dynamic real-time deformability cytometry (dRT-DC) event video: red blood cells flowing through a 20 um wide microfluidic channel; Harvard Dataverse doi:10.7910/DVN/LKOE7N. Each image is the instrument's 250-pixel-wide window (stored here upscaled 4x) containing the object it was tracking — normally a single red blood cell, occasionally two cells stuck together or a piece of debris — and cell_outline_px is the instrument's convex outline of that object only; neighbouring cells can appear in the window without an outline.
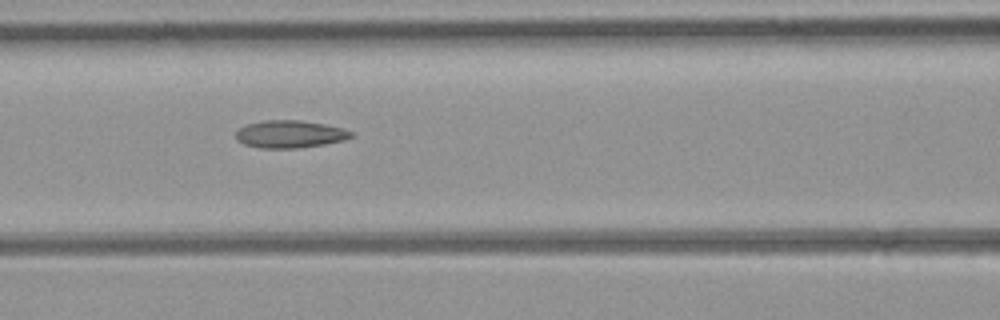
{"species": "common noctule bat (a hibernating species)", "species_latin": "Nyctalus noctula", "temperature_condition": "room temperature", "stored_images_in_passage": 9, "camera_frame_rate_fps": 3000, "um_per_image_px": 0.085, "animal": {"sex": "female", "body_mass_g": 21.9}, "frame": {"image": 1, "passage_image": 6, "time_ms": 5.667, "image_size_px": [1000, 320], "cell_outline_px": [[356, 132], [352, 136], [344, 140], [324, 144], [296, 148], [260, 148], [244, 144], [236, 140], [236, 132], [240, 128], [248, 124], [264, 120], [300, 120], [324, 124], [344, 128]], "centroid_in_image_um": [24.66, 11.4], "position_along_channel_um": 141.9, "area_um2": 18.5}}
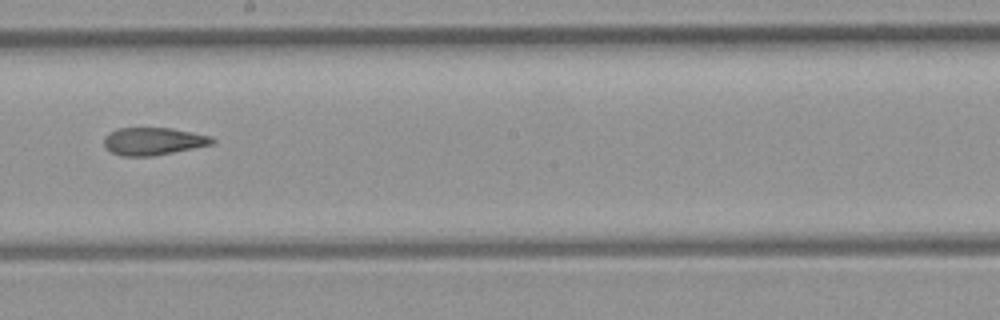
{"frame": {"image": 2, "passage_image": 8, "time_ms": 8.0, "image_size_px": [1000, 320], "cell_outline_px": [[216, 140], [212, 144], [152, 156], [120, 156], [112, 152], [104, 144], [104, 136], [108, 132], [116, 128], [172, 128], [212, 136]], "centroid_in_image_um": [13.01, 11.99], "position_along_channel_um": 235.2, "area_um2": 17.34}}
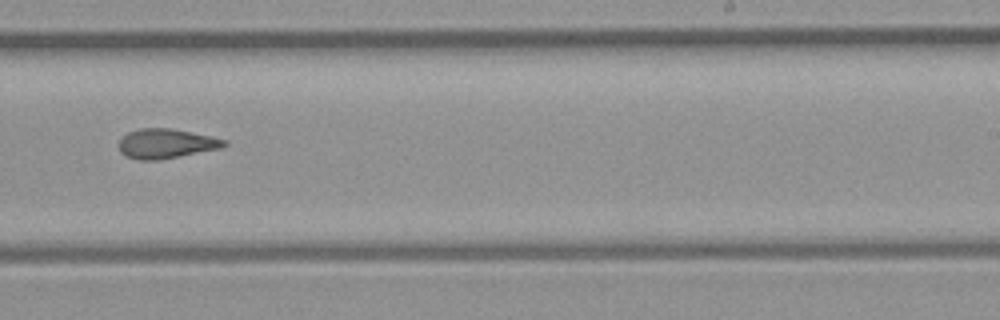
{"frame": {"image": 3, "passage_image": 9, "time_ms": 9.0, "image_size_px": [1000, 320], "cell_outline_px": [[228, 144], [220, 148], [156, 160], [140, 160], [128, 156], [120, 152], [120, 140], [128, 132], [140, 128], [168, 128], [212, 136], [228, 140]], "centroid_in_image_um": [14.14, 12.19], "position_along_channel_um": 274.9, "area_um2": 17.8}}